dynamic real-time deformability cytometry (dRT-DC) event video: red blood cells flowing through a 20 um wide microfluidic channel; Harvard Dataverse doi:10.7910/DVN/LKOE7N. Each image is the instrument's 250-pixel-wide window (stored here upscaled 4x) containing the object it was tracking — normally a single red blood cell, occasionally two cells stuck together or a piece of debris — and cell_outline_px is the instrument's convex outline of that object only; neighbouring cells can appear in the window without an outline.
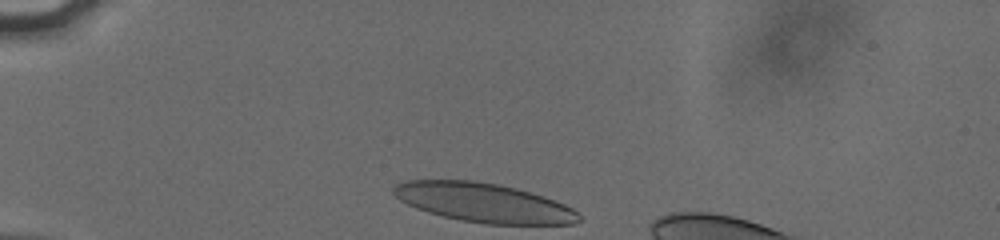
{"species": "human", "species_latin": "Homo sapiens", "temperature_condition": "cold", "stored_images_in_passage": 32, "camera_frame_rate_fps": 3000, "um_per_image_px": 0.085, "donor": {"sex": "male"}, "frame": {"image": 1, "passage_image": 1, "time_ms": 0.0, "image_size_px": [1000, 240], "cell_outline_px": [[580, 220], [576, 224], [484, 224], [460, 220], [428, 212], [416, 208], [400, 200], [392, 192], [392, 188], [396, 184], [404, 180], [472, 180], [496, 184], [516, 188], [544, 196], [564, 204], [572, 208], [580, 216]], "centroid_in_image_um": [41.1, 17.22], "position_along_channel_um": 43.9, "area_um2": 42.19}}
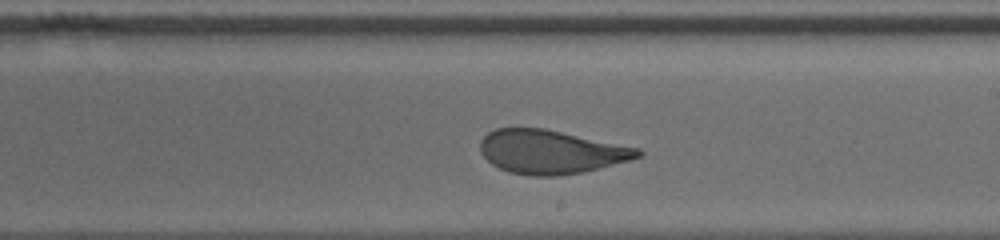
{"frame": {"image": 2, "passage_image": 20, "time_ms": 6.333, "image_size_px": [1000, 240], "cell_outline_px": [[644, 152], [640, 156], [628, 160], [580, 172], [556, 176], [532, 176], [508, 172], [492, 164], [480, 152], [480, 140], [488, 132], [496, 128], [544, 128], [640, 148]], "centroid_in_image_um": [46.79, 12.89], "position_along_channel_um": 242.2, "area_um2": 39.88}}
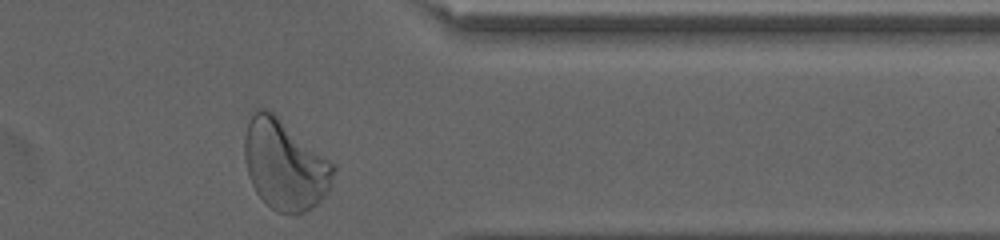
{"frame": {"image": 3, "passage_image": 32, "time_ms": 10.333, "image_size_px": [1000, 240], "cell_outline_px": [[336, 168], [328, 192], [312, 208], [304, 212], [276, 212], [256, 192], [248, 176], [244, 160], [244, 140], [248, 124], [256, 108], [264, 108], [272, 112], [332, 164]], "centroid_in_image_um": [24.17, 14.03], "position_along_channel_um": 387.2, "area_um2": 45.49}, "authors_computed_cell_mechanics": {"area_um2": 40.8935, "velocity_mm_per_s": 3.7977, "shape_relaxation_time_tau1_ms": 5.4135, "shape_relaxation_time_tau2_ms": 0.8253, "deformation_change_tau1": 0.1783, "deformation_change_tau2": 0.0683}}